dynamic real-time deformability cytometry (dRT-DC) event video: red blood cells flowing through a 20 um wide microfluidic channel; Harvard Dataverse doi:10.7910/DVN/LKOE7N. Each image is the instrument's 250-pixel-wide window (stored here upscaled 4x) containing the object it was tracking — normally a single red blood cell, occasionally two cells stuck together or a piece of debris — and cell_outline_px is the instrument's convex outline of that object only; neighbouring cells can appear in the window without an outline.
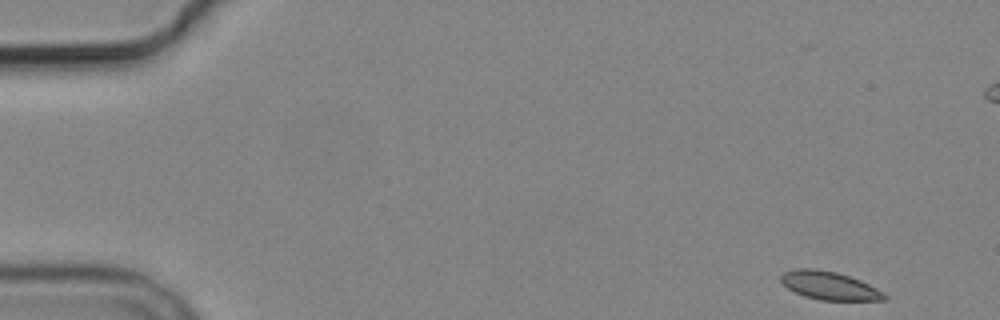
{"species": "common noctule bat (a hibernating species)", "species_latin": "Nyctalus noctula", "temperature_condition": "cold", "stored_images_in_passage": 5, "camera_frame_rate_fps": 3000, "um_per_image_px": 0.085, "animal": {"sex": "male", "body_mass_g": 19.2, "forearm_length_mm": 51.8}, "frame": {"image": 1, "passage_image": 1, "time_ms": 0.0, "image_size_px": [1000, 320], "cell_outline_px": [[888, 300], [820, 300], [804, 296], [788, 288], [780, 280], [780, 276], [784, 272], [796, 268], [816, 268], [836, 272], [860, 280], [884, 292], [888, 296]], "centroid_in_image_um": [70.5, 24.27], "position_along_channel_um": 14.5, "area_um2": 16.99}}